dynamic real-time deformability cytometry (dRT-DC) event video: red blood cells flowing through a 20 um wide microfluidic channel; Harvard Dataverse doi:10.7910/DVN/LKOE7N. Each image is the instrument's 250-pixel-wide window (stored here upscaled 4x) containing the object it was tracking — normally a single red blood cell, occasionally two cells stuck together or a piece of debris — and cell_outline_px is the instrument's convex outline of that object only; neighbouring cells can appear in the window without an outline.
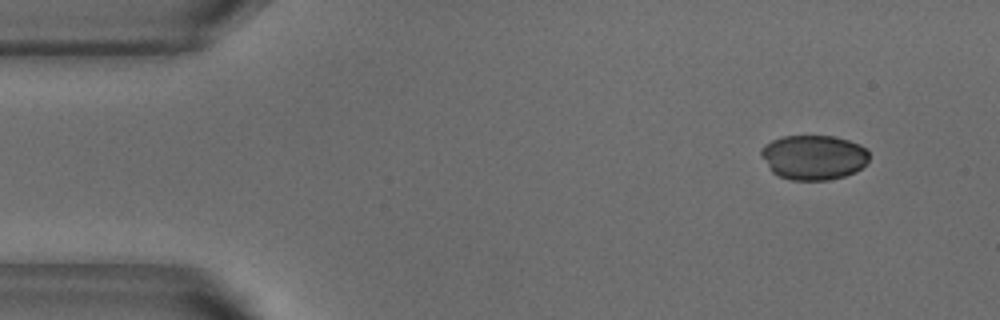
{"species": "common noctule bat (a hibernating species)", "species_latin": "Nyctalus noctula", "temperature_condition": "warm", "stored_images_in_passage": 48, "camera_frame_rate_fps": 3000, "um_per_image_px": 0.085, "animal": {"sex": "male", "body_mass_g": 18.8}, "frame": {"image": 1, "passage_image": 1, "time_ms": 0.0, "image_size_px": [1000, 320], "cell_outline_px": [[868, 160], [856, 172], [844, 176], [828, 180], [792, 180], [780, 176], [772, 172], [768, 168], [760, 156], [760, 148], [764, 144], [772, 140], [784, 136], [836, 136], [860, 144], [868, 152]], "centroid_in_image_um": [69.12, 13.37], "position_along_channel_um": 15.9, "area_um2": 28.32}}
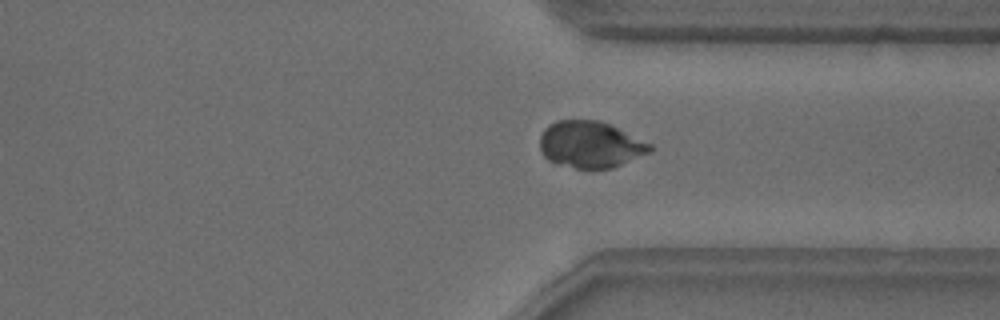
{"frame": {"image": 2, "passage_image": 35, "time_ms": 11.333, "image_size_px": [1000, 320], "cell_outline_px": [[656, 148], [652, 152], [612, 168], [576, 168], [556, 164], [548, 160], [540, 152], [540, 136], [544, 128], [548, 124], [556, 120], [600, 120], [652, 144]], "centroid_in_image_um": [50.17, 12.28], "position_along_channel_um": 361.2, "area_um2": 30.17}}
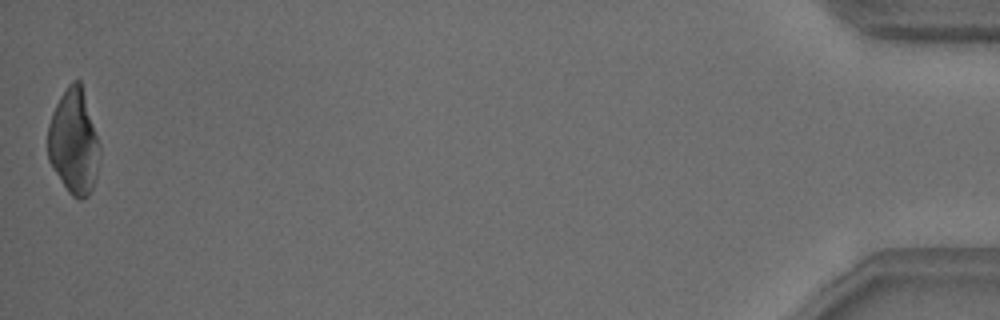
{"frame": {"image": 3, "passage_image": 48, "time_ms": 15.667, "image_size_px": [1000, 320], "cell_outline_px": [[100, 156], [96, 176], [92, 188], [88, 196], [80, 200], [72, 196], [68, 192], [48, 160], [48, 124], [52, 112], [60, 96], [68, 84], [72, 80], [80, 80], [100, 144]], "centroid_in_image_um": [6.27, 12.06], "position_along_channel_um": 428.9, "area_um2": 31.73}}